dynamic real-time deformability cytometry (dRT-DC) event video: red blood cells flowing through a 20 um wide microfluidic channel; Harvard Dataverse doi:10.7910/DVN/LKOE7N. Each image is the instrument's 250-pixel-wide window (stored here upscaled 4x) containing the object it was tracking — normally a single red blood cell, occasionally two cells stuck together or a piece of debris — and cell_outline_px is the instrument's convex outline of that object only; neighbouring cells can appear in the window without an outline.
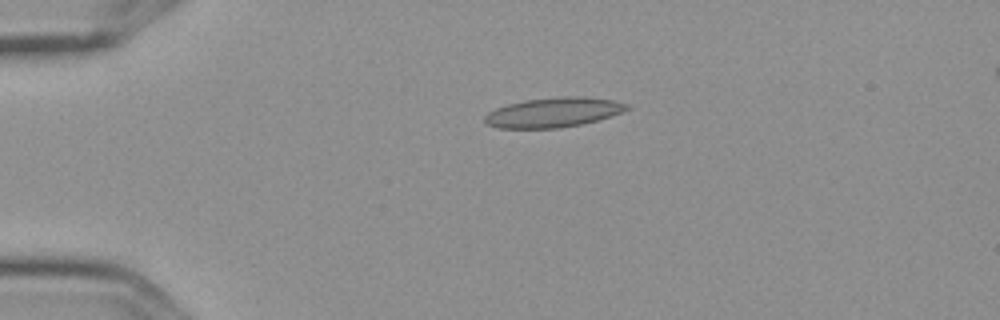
{"species": "Egyptian fruit bat (a non-hibernating species)", "species_latin": "Rousettus aegyptiacus", "temperature_condition": "cold", "stored_images_in_passage": 3, "camera_frame_rate_fps": 3000, "um_per_image_px": 0.085, "frame": {"image": 1, "passage_image": 2, "time_ms": 0.333, "image_size_px": [1000, 320], "cell_outline_px": [[632, 108], [596, 120], [580, 124], [560, 128], [500, 128], [488, 124], [484, 120], [484, 116], [488, 112], [496, 108], [508, 104], [524, 100], [556, 96], [584, 96], [612, 100], [628, 104]], "centroid_in_image_um": [47.02, 9.54], "position_along_channel_um": 38.0, "area_um2": 24.51}}